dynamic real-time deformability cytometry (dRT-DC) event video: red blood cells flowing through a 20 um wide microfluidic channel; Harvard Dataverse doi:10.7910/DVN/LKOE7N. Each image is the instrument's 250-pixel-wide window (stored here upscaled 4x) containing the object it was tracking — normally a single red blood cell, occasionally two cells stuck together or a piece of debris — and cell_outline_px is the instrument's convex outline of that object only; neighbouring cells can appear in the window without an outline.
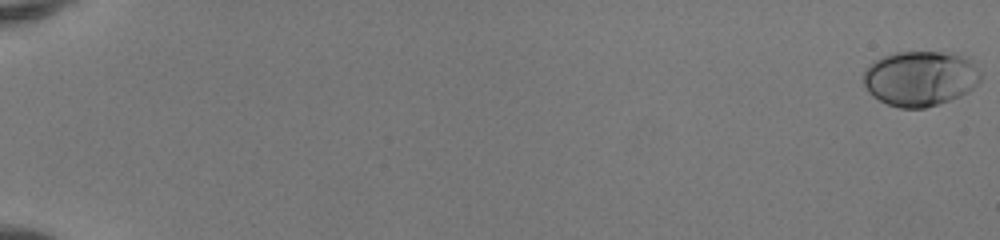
{"species": "human", "species_latin": "Homo sapiens", "temperature_condition": "room temperature", "stored_images_in_passage": 53, "camera_frame_rate_fps": 3000, "um_per_image_px": 0.085, "donor": {"sex": "female"}, "frame": {"image": 1, "passage_image": 1, "time_ms": 0.0, "image_size_px": [1000, 240], "cell_outline_px": [[980, 80], [968, 92], [960, 96], [924, 108], [900, 108], [888, 104], [872, 96], [868, 92], [864, 84], [864, 68], [868, 64], [884, 56], [896, 52], [956, 52], [968, 56], [972, 60], [980, 72]], "centroid_in_image_um": [78.23, 6.64], "position_along_channel_um": 6.8, "area_um2": 37.92}}
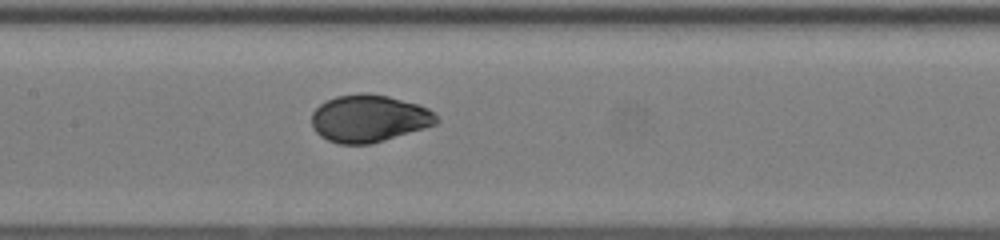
{"frame": {"image": 2, "passage_image": 29, "time_ms": 9.333, "image_size_px": [1000, 240], "cell_outline_px": [[440, 120], [436, 124], [424, 128], [384, 140], [368, 144], [340, 144], [328, 140], [320, 136], [312, 128], [312, 112], [320, 104], [336, 96], [360, 92], [368, 92], [388, 96], [416, 104], [428, 108]], "centroid_in_image_um": [31.34, 10.06], "position_along_channel_um": 176.1, "area_um2": 34.33}}
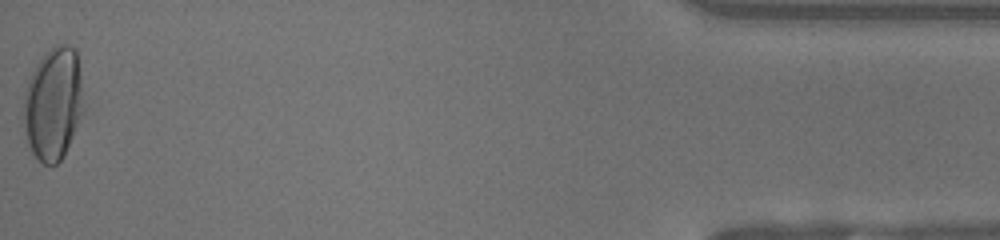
{"frame": {"image": 3, "passage_image": 53, "time_ms": 17.333, "image_size_px": [1000, 240], "cell_outline_px": [[84, 112], [64, 156], [56, 164], [44, 164], [32, 152], [28, 144], [24, 128], [24, 92], [28, 80], [36, 64], [56, 44], [64, 44], [76, 48], [80, 72], [84, 104]], "centroid_in_image_um": [4.55, 8.82], "position_along_channel_um": 430.7, "area_um2": 39.48}, "authors_computed_cell_mechanics": {"area_um2": 34.6222, "velocity_mm_per_s": 4.1385, "shape_relaxation_time_tau1_ms": 3.778, "shape_relaxation_time_tau2_ms": null, "deformation_change_tau1": 0.186, "deformation_change_tau2": null}}